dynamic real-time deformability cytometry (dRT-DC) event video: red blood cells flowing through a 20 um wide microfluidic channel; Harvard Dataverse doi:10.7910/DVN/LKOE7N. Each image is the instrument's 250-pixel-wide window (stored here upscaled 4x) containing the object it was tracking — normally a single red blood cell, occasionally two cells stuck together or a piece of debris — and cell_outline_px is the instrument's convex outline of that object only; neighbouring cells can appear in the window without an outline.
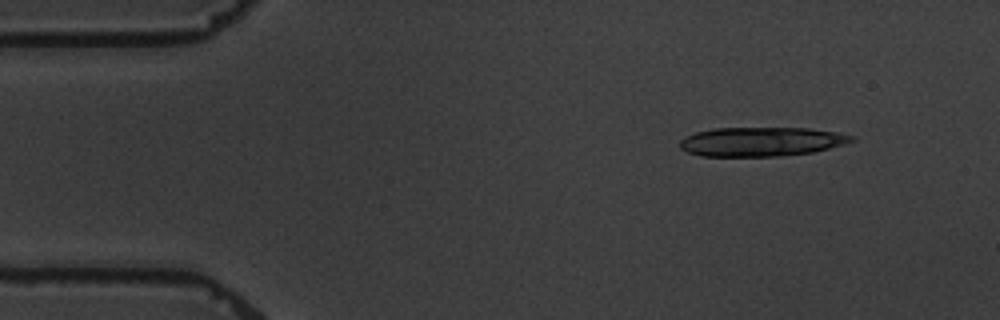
{"species": "common noctule bat (a hibernating species)", "species_latin": "Nyctalus noctula", "temperature_condition": "warm", "stored_images_in_passage": 5, "segment_of_instrument_passage": [1, 2], "camera_frame_rate_fps": 3000, "um_per_image_px": 0.085, "animal": {"sex": "male", "body_mass_g": 19.5, "forearm_length_mm": 54.6}, "frame": {"image": 1, "passage_image": 2, "time_ms": 1.0, "image_size_px": [1000, 320], "cell_outline_px": [[856, 140], [844, 144], [812, 152], [780, 156], [700, 156], [688, 152], [680, 148], [680, 140], [684, 136], [696, 132], [716, 128], [808, 128], [840, 132], [856, 136]], "centroid_in_image_um": [64.73, 12.03], "position_along_channel_um": 20.3, "area_um2": 29.3}}